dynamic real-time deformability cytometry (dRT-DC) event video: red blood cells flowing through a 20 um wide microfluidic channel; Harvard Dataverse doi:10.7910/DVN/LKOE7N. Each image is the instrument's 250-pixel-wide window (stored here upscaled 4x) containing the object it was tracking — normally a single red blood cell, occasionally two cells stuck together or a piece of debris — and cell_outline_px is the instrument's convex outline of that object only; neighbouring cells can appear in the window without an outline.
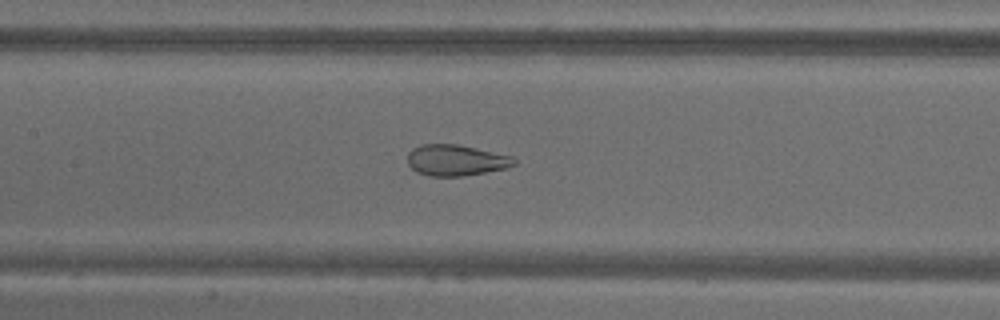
{"species": "common noctule bat (a hibernating species)", "species_latin": "Nyctalus noctula", "temperature_condition": "warm", "stored_images_in_passage": 71, "camera_frame_rate_fps": 3000, "um_per_image_px": 0.085, "animal": {"sex": "male", "body_mass_g": 18.8}, "frame": {"image": 1, "passage_image": 34, "time_ms": 11.0, "image_size_px": [1000, 320], "cell_outline_px": [[516, 164], [508, 168], [460, 176], [428, 176], [416, 172], [408, 164], [408, 152], [412, 148], [424, 144], [456, 144], [512, 156], [516, 160]], "centroid_in_image_um": [38.74, 13.62], "position_along_channel_um": 168.7, "area_um2": 19.19}}
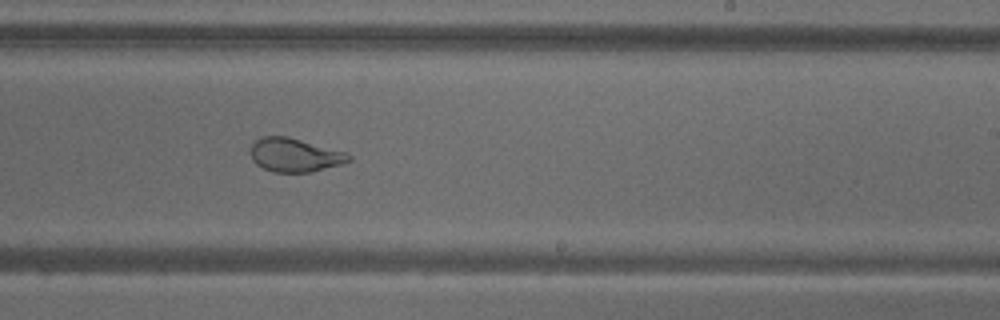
{"frame": {"image": 2, "passage_image": 44, "time_ms": 14.333, "image_size_px": [1000, 320], "cell_outline_px": [[352, 160], [340, 164], [312, 172], [272, 172], [256, 164], [252, 160], [252, 144], [256, 140], [264, 136], [288, 136], [344, 152], [352, 156]], "centroid_in_image_um": [25.05, 13.18], "position_along_channel_um": 264.0, "area_um2": 19.02}}
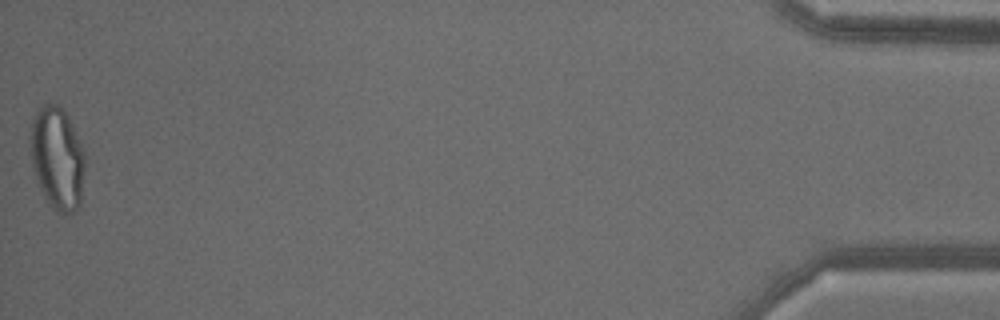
{"frame": {"image": 3, "passage_image": 71, "time_ms": 23.333, "image_size_px": [1000, 320], "cell_outline_px": [[84, 164], [80, 204], [72, 212], [56, 212], [52, 208], [44, 196], [36, 180], [32, 164], [32, 120], [36, 108], [44, 104], [60, 104], [68, 116], [84, 152]], "centroid_in_image_um": [4.86, 13.42], "position_along_channel_um": 430.3, "area_um2": 32.14}}